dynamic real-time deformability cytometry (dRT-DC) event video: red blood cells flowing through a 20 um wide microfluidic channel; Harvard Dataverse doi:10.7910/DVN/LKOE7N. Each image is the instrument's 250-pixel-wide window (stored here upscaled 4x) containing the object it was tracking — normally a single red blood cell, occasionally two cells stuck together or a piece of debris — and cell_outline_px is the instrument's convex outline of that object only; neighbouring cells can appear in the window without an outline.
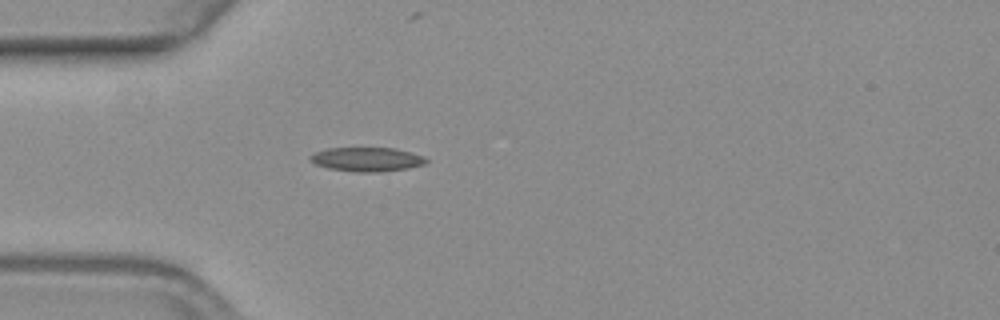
{"species": "common noctule bat (a hibernating species)", "species_latin": "Nyctalus noctula", "temperature_condition": "warm", "stored_images_in_passage": 41, "camera_frame_rate_fps": 3000, "um_per_image_px": 0.085, "animal": {"sex": "female", "body_mass_g": 19.3, "forearm_length_mm": 54.1}, "frame": {"image": 1, "passage_image": 1, "time_ms": 0.0, "image_size_px": [1000, 320], "cell_outline_px": [[428, 160], [424, 164], [408, 168], [380, 172], [356, 172], [328, 168], [316, 164], [308, 156], [316, 152], [328, 148], [396, 148], [424, 156]], "centroid_in_image_um": [31.21, 13.54], "position_along_channel_um": 53.8, "area_um2": 16.18}}
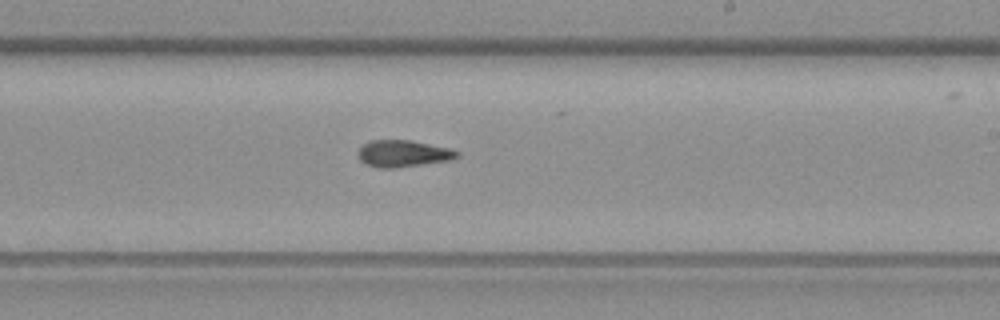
{"frame": {"image": 2, "passage_image": 18, "time_ms": 5.667, "image_size_px": [1000, 320], "cell_outline_px": [[460, 156], [448, 160], [396, 168], [380, 168], [368, 164], [360, 160], [356, 152], [368, 140], [412, 140], [452, 148], [460, 152]], "centroid_in_image_um": [34.28, 13.04], "position_along_channel_um": 254.7, "area_um2": 15.55}}
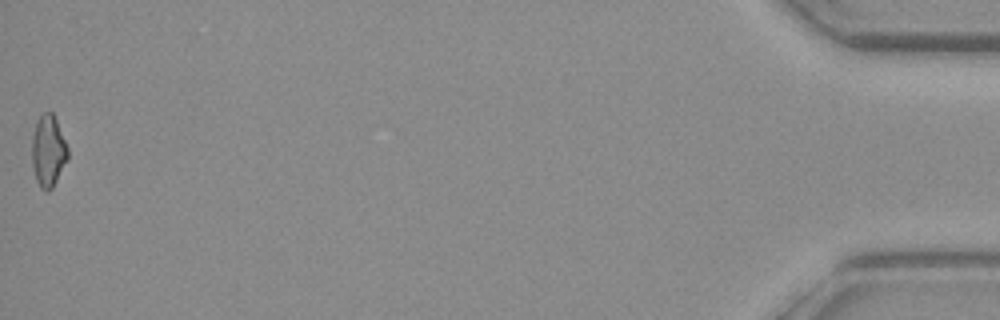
{"frame": {"image": 3, "passage_image": 41, "time_ms": 13.333, "image_size_px": [1000, 320], "cell_outline_px": [[68, 160], [52, 188], [48, 192], [44, 192], [40, 188], [36, 180], [32, 164], [32, 136], [36, 120], [44, 112], [52, 112], [56, 120], [68, 148]], "centroid_in_image_um": [4.09, 12.86], "position_along_channel_um": 431.1, "area_um2": 15.09}, "authors_computed_cell_mechanics": {"area_um2": 15.5482, "velocity_mm_per_s": 3.6634, "shape_relaxation_time_tau1_ms": null, "shape_relaxation_time_tau2_ms": 4.4794, "deformation_change_tau1": null, "deformation_change_tau2": 0.116}}